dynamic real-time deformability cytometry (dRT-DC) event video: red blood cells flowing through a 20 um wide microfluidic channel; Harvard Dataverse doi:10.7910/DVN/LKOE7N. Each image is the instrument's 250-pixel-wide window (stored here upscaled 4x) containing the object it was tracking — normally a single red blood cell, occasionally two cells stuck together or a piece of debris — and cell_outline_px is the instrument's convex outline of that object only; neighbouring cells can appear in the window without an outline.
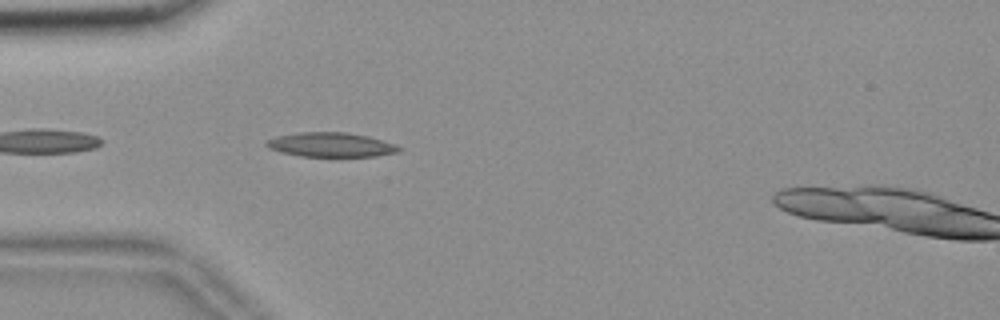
{"species": "common noctule bat (a hibernating species)", "species_latin": "Nyctalus noctula", "temperature_condition": "room temperature", "stored_images_in_passage": 7, "camera_frame_rate_fps": 3000, "um_per_image_px": 0.085, "animal": {"sex": "female", "body_mass_g": 18.4}, "frame": {"image": 1, "passage_image": 3, "time_ms": 0.667, "image_size_px": [1000, 320], "cell_outline_px": [[404, 148], [400, 152], [376, 156], [300, 156], [280, 152], [268, 148], [264, 144], [268, 140], [276, 136], [300, 132], [344, 132], [368, 136], [396, 144]], "centroid_in_image_um": [28.15, 12.3], "position_along_channel_um": 56.8, "area_um2": 18.9}}